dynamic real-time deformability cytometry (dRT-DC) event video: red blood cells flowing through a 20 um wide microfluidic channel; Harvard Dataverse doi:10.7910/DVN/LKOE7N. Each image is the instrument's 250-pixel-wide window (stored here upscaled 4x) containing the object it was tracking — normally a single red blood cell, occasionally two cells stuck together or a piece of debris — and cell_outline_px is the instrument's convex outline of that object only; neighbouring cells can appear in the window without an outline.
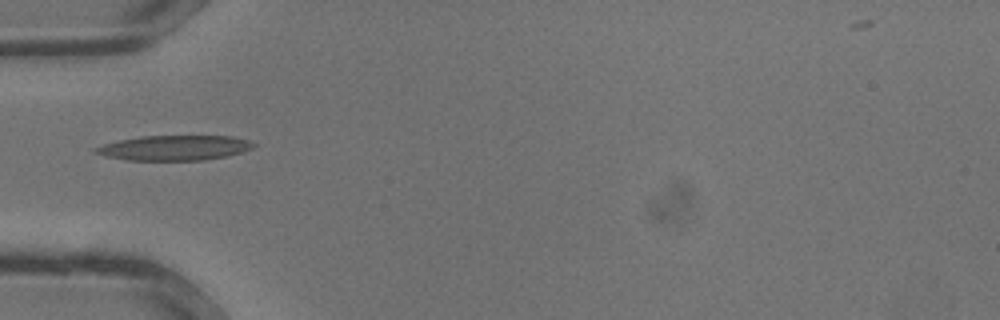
{"species": "common noctule bat (a hibernating species)", "species_latin": "Nyctalus noctula", "temperature_condition": "warm", "stored_images_in_passage": 22, "camera_frame_rate_fps": 3000, "um_per_image_px": 0.085, "animal": {"sex": "male", "body_mass_g": 13.3}, "frame": {"image": 1, "passage_image": 1, "time_ms": 0.0, "image_size_px": [1000, 320], "cell_outline_px": [[256, 144], [252, 148], [244, 152], [228, 156], [204, 160], [124, 160], [104, 156], [92, 152], [92, 148], [104, 144], [120, 140], [140, 136], [232, 136], [248, 140]], "centroid_in_image_um": [14.8, 12.57], "position_along_channel_um": 70.2, "area_um2": 23.18}}
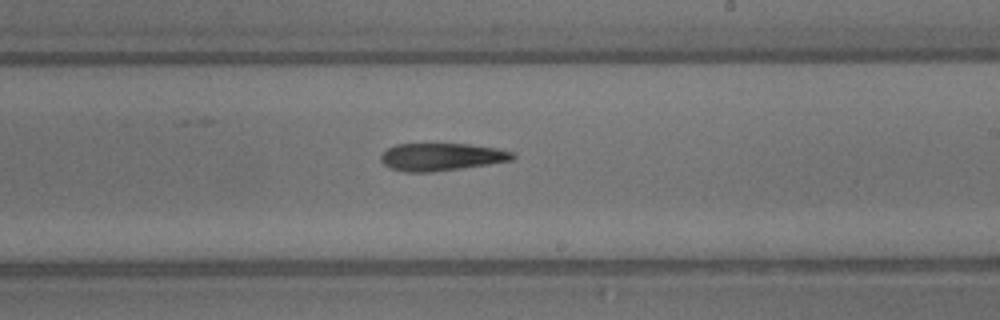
{"frame": {"image": 2, "passage_image": 10, "time_ms": 3.0, "image_size_px": [1000, 320], "cell_outline_px": [[516, 156], [512, 160], [488, 164], [432, 172], [404, 172], [392, 168], [384, 164], [380, 160], [380, 156], [388, 148], [396, 144], [468, 144], [496, 148], [512, 152]], "centroid_in_image_um": [37.51, 13.33], "position_along_channel_um": 251.5, "area_um2": 20.98}}
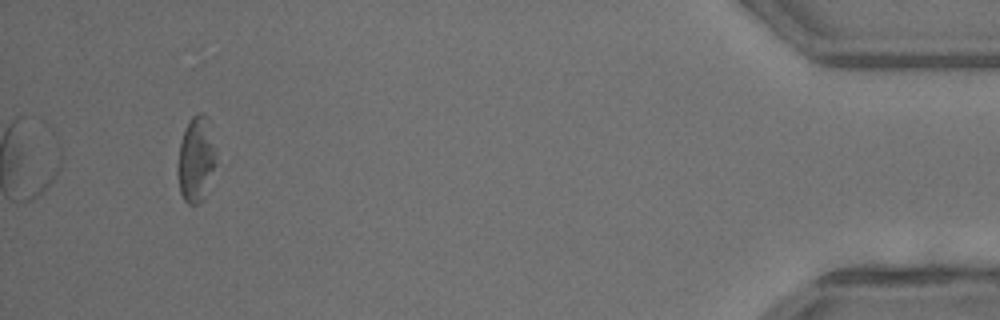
{"frame": {"image": 3, "passage_image": 22, "time_ms": 7.0, "image_size_px": [1000, 320], "cell_outline_px": [[216, 164], [204, 196], [200, 204], [188, 204], [184, 200], [180, 192], [176, 172], [180, 140], [192, 116], [196, 112], [200, 112], [204, 116], [212, 144], [216, 160]], "centroid_in_image_um": [16.6, 13.64], "position_along_channel_um": 418.6, "area_um2": 18.5}}